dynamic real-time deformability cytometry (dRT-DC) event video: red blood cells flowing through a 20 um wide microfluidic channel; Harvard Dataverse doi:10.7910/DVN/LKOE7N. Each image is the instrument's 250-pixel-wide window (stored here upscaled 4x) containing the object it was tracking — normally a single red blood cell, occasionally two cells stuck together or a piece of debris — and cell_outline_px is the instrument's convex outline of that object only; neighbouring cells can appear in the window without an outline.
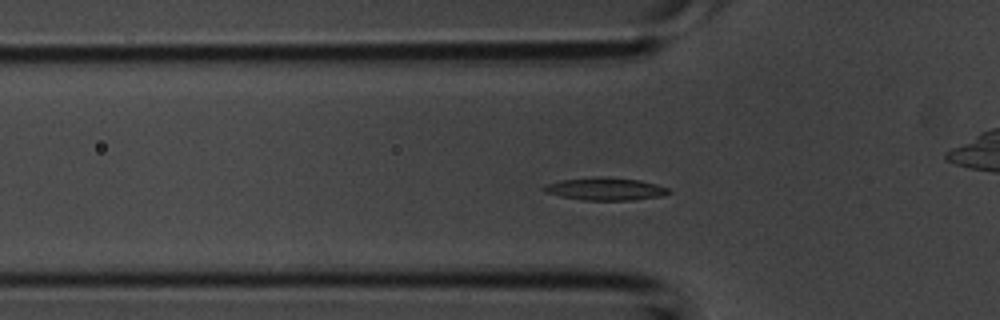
{"species": "common noctule bat (a hibernating species)", "species_latin": "Nyctalus noctula", "temperature_condition": "room temperature", "stored_images_in_passage": 40, "camera_frame_rate_fps": 3000, "um_per_image_px": 0.085, "animal": {"sex": "male", "body_mass_g": 20.1, "forearm_length_mm": 53.5}, "frame": {"image": 1, "passage_image": 9, "time_ms": 2.667, "image_size_px": [1000, 320], "cell_outline_px": [[672, 192], [664, 196], [632, 200], [584, 200], [560, 196], [548, 192], [540, 188], [544, 184], [560, 180], [600, 176], [608, 176], [640, 180], [656, 184], [668, 188]], "centroid_in_image_um": [51.47, 16.05], "position_along_channel_um": 74.3, "area_um2": 16.65}}
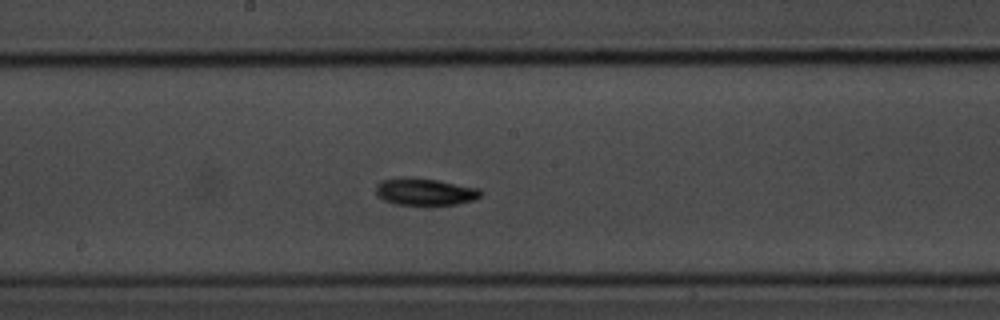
{"frame": {"image": 2, "passage_image": 18, "time_ms": 5.667, "image_size_px": [1000, 320], "cell_outline_px": [[484, 192], [480, 196], [472, 200], [456, 204], [396, 204], [384, 200], [376, 192], [376, 184], [384, 180], [436, 180], [480, 188]], "centroid_in_image_um": [36.21, 16.33], "position_along_channel_um": 212.0, "area_um2": 15.55}}
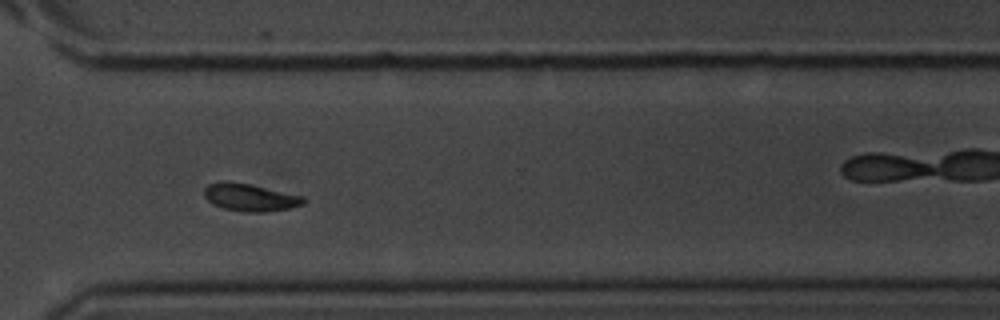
{"frame": {"image": 3, "passage_image": 27, "time_ms": 8.667, "image_size_px": [1000, 320], "cell_outline_px": [[308, 200], [304, 204], [292, 208], [260, 212], [248, 212], [224, 208], [212, 204], [204, 196], [204, 188], [208, 184], [224, 180], [248, 184], [304, 196]], "centroid_in_image_um": [21.27, 16.77], "position_along_channel_um": 349.3, "area_um2": 15.9}}